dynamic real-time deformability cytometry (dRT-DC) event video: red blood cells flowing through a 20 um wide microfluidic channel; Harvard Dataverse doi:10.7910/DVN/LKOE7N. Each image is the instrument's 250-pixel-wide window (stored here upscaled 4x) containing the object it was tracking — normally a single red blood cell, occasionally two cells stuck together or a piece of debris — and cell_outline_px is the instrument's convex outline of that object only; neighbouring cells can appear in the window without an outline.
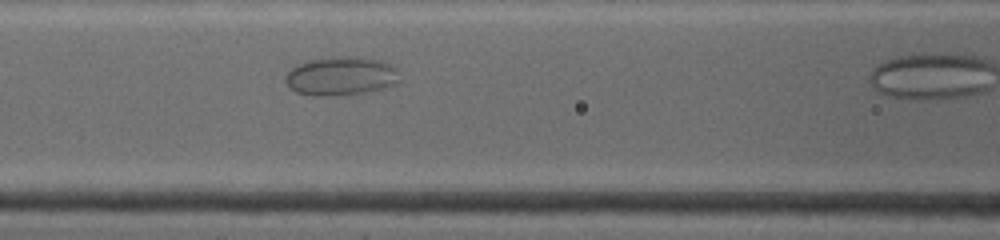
{"species": "common noctule bat (a hibernating species)", "species_latin": "Nyctalus noctula", "temperature_condition": "warm", "stored_images_in_passage": 17, "camera_frame_rate_fps": 4500, "um_per_image_px": 0.085, "animal": {"sex": "female", "body_mass_g": 19.0, "forearm_length_mm": 53.3}, "frame": {"image": 1, "passage_image": 15, "time_ms": 1.778, "image_size_px": [1000, 240], "cell_outline_px": [[400, 84], [384, 88], [364, 92], [332, 96], [312, 96], [296, 92], [288, 88], [284, 80], [284, 76], [292, 68], [300, 64], [312, 60], [356, 56], [360, 56], [384, 60], [392, 64], [396, 68], [400, 80]], "centroid_in_image_um": [29.03, 6.48], "position_along_channel_um": 137.6, "area_um2": 25.95}}